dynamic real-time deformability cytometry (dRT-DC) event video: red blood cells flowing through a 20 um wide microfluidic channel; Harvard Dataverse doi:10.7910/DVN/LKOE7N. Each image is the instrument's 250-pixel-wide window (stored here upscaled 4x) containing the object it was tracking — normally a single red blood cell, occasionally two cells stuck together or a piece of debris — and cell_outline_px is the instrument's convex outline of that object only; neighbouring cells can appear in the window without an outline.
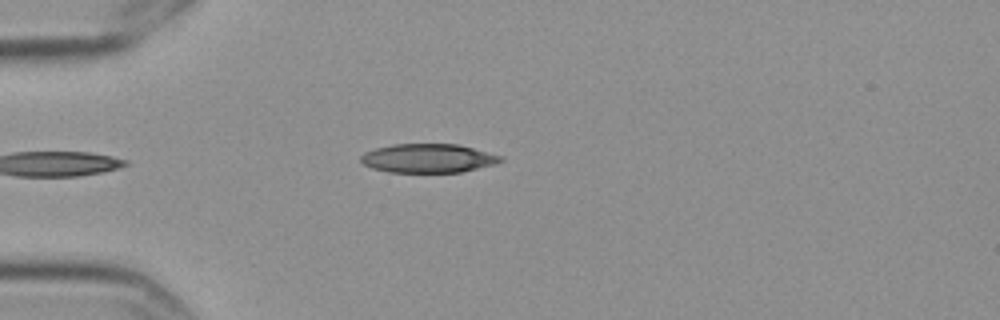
{"species": "Egyptian fruit bat (a non-hibernating species)", "species_latin": "Rousettus aegyptiacus", "temperature_condition": "cold", "stored_images_in_passage": 2, "camera_frame_rate_fps": 3000, "um_per_image_px": 0.085, "frame": {"image": 1, "passage_image": 2, "time_ms": 0.333, "image_size_px": [1000, 320], "cell_outline_px": [[504, 160], [496, 164], [460, 172], [388, 172], [372, 168], [364, 164], [360, 160], [360, 156], [364, 152], [376, 148], [392, 144], [460, 144], [504, 156]], "centroid_in_image_um": [36.42, 13.44], "position_along_channel_um": 48.6, "area_um2": 23.7}}